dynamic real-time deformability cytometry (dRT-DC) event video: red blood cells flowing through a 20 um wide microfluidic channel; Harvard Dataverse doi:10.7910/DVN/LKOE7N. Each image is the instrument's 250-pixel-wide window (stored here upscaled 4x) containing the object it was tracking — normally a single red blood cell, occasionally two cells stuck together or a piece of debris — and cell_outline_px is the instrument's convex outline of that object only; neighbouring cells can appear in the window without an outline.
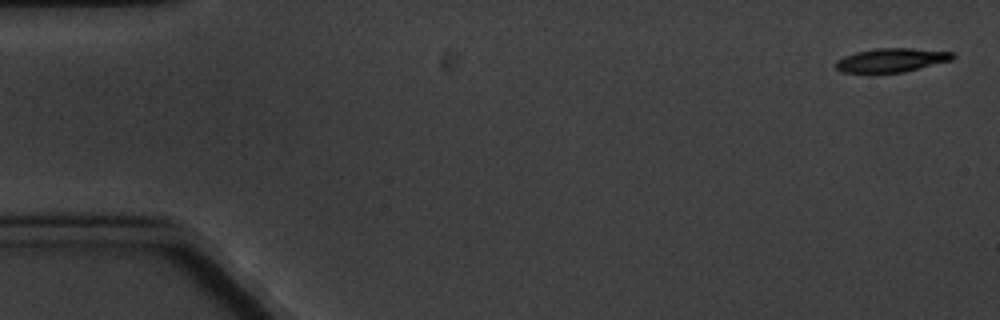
{"species": "common noctule bat (a hibernating species)", "species_latin": "Nyctalus noctula", "temperature_condition": "cold", "stored_images_in_passage": 5, "camera_frame_rate_fps": 3000, "um_per_image_px": 0.085, "animal": {"sex": "male", "body_mass_g": 20.1, "forearm_length_mm": 53.5}, "frame": {"image": 1, "passage_image": 1, "time_ms": 0.0, "image_size_px": [1000, 320], "cell_outline_px": [[956, 56], [952, 60], [904, 72], [868, 76], [840, 72], [836, 68], [836, 60], [844, 56], [856, 52], [876, 48], [912, 48], [956, 52]], "centroid_in_image_um": [75.72, 5.16], "position_along_channel_um": 9.3, "area_um2": 17.17}}
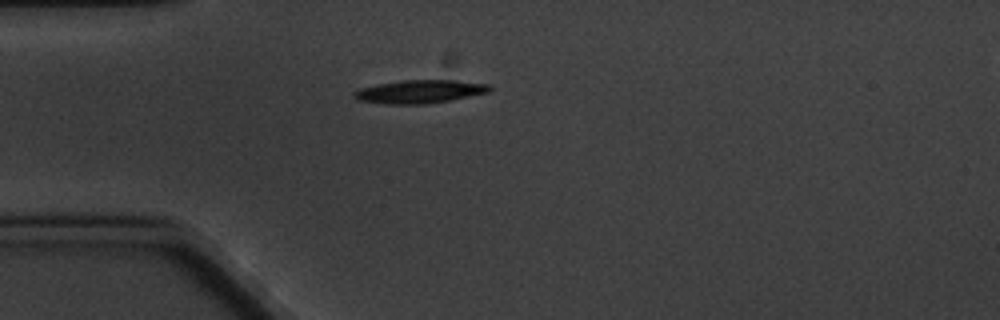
{"frame": {"image": 2, "passage_image": 5, "time_ms": 4.667, "image_size_px": [1000, 320], "cell_outline_px": [[492, 88], [488, 92], [428, 104], [384, 104], [356, 100], [352, 96], [352, 92], [360, 88], [376, 84], [400, 80], [452, 80], [492, 84]], "centroid_in_image_um": [35.61, 7.78], "position_along_channel_um": 49.4, "area_um2": 18.5}}